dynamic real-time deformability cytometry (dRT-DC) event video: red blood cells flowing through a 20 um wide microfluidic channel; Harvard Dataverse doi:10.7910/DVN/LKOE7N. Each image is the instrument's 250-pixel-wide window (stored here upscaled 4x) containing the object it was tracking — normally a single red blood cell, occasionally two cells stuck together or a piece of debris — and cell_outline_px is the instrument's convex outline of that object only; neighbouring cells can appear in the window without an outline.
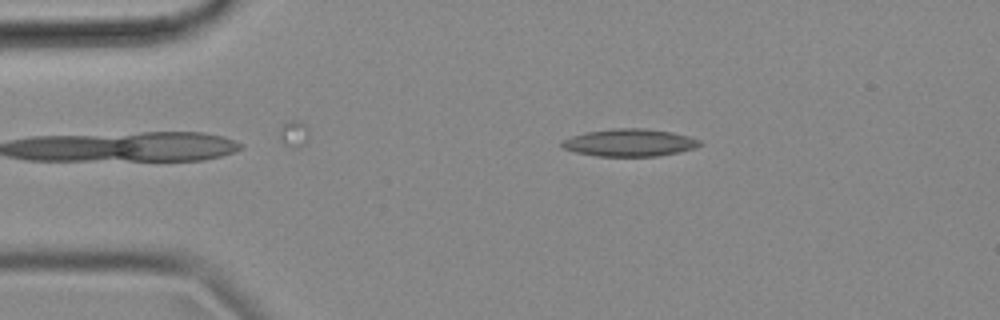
{"species": "common noctule bat (a hibernating species)", "species_latin": "Nyctalus noctula", "temperature_condition": "cold", "stored_images_in_passage": 48, "camera_frame_rate_fps": 3000, "um_per_image_px": 0.085, "animal": {"sex": "female", "body_mass_g": 18.4}, "frame": {"image": 1, "passage_image": 9, "time_ms": 2.667, "image_size_px": [1000, 320], "cell_outline_px": [[700, 144], [692, 148], [676, 152], [656, 156], [596, 156], [576, 152], [564, 148], [560, 144], [560, 140], [584, 132], [612, 128], [644, 128], [672, 132], [688, 136], [700, 140]], "centroid_in_image_um": [53.44, 12.11], "position_along_channel_um": 31.6, "area_um2": 21.91}}
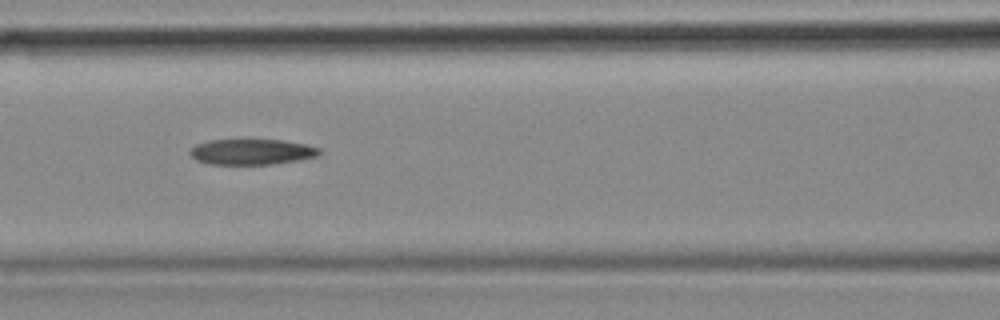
{"frame": {"image": 2, "passage_image": 22, "time_ms": 7.0, "image_size_px": [1000, 320], "cell_outline_px": [[320, 152], [316, 156], [296, 160], [268, 164], [208, 164], [196, 160], [188, 152], [196, 144], [208, 140], [280, 140], [304, 144], [320, 148]], "centroid_in_image_um": [21.34, 12.9], "position_along_channel_um": 145.3, "area_um2": 19.02}}
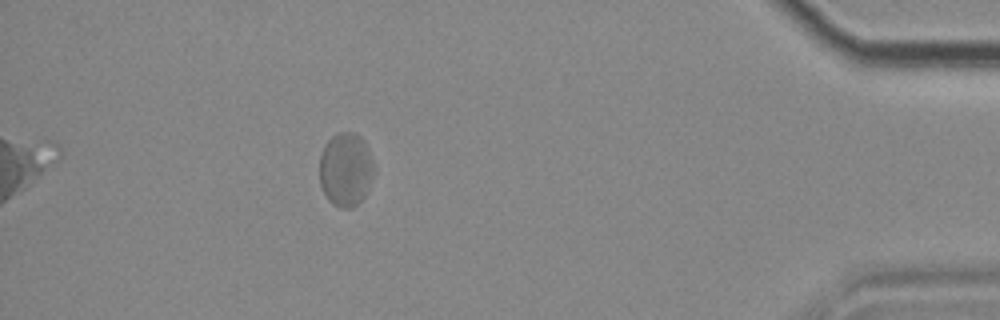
{"frame": {"image": 3, "passage_image": 48, "time_ms": 15.667, "image_size_px": [1000, 320], "cell_outline_px": [[376, 168], [368, 188], [364, 196], [352, 208], [340, 208], [332, 204], [328, 200], [320, 184], [320, 156], [324, 144], [332, 136], [340, 132], [352, 132], [360, 136], [364, 140], [368, 148]], "centroid_in_image_um": [29.39, 14.4], "position_along_channel_um": 405.8, "area_um2": 23.58}, "authors_computed_cell_mechanics": {"area_um2": 20.9525, "velocity_mm_per_s": 3.605, "shape_relaxation_time_tau1_ms": null, "shape_relaxation_time_tau2_ms": 4.2598, "deformation_change_tau1": null, "deformation_change_tau2": 0.1022}}